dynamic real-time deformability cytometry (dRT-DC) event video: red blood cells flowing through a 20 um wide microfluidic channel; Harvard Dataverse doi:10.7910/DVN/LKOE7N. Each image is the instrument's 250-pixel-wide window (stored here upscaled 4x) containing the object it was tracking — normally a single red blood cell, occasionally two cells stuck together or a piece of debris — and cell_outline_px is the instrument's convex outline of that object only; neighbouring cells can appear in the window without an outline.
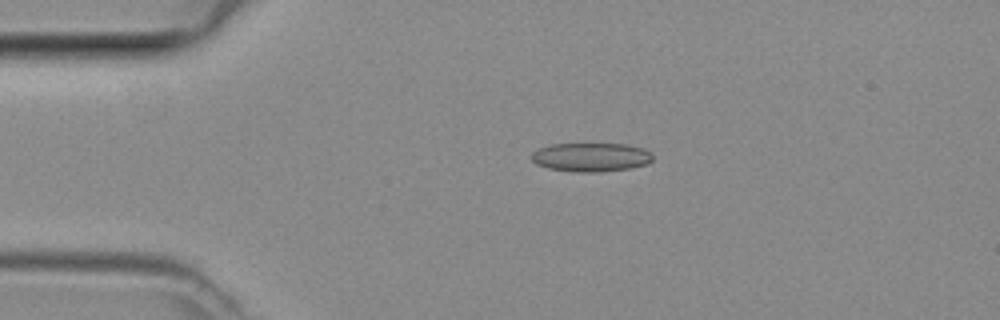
{"species": "common noctule bat (a hibernating species)", "species_latin": "Nyctalus noctula", "temperature_condition": "room temperature", "stored_images_in_passage": 4, "camera_frame_rate_fps": 3000, "um_per_image_px": 0.085, "animal": {"sex": "female", "body_mass_g": 29.2, "forearm_length_mm": 56.3}, "frame": {"image": 1, "passage_image": 3, "time_ms": 0.667, "image_size_px": [1000, 320], "cell_outline_px": [[652, 160], [644, 164], [628, 168], [596, 172], [580, 172], [548, 168], [536, 164], [532, 160], [532, 152], [548, 144], [628, 144], [644, 148], [652, 156]], "centroid_in_image_um": [50.2, 13.35], "position_along_channel_um": 34.8, "area_um2": 20.11}}